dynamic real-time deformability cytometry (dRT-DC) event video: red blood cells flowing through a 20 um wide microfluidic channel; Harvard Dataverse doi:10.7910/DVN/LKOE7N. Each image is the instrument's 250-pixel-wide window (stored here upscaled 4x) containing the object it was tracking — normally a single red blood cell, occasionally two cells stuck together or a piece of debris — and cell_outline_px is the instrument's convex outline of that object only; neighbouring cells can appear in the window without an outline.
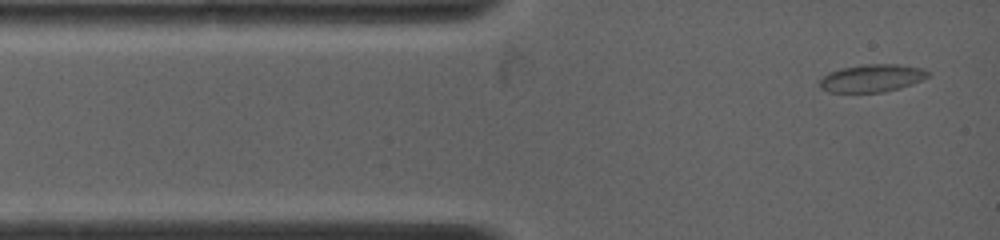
{"species": "common noctule bat (a hibernating species)", "species_latin": "Nyctalus noctula", "temperature_condition": "warm", "stored_images_in_passage": 5, "camera_frame_rate_fps": 4500, "um_per_image_px": 0.085, "animal": {"sex": "female", "body_mass_g": 19.0, "forearm_length_mm": 53.3}, "frame": {"image": 1, "passage_image": 1, "time_ms": 0.0, "image_size_px": [1000, 240], "cell_outline_px": [[928, 76], [912, 84], [900, 88], [884, 92], [828, 92], [820, 88], [820, 80], [828, 72], [840, 68], [864, 64], [900, 64], [924, 68], [928, 72]], "centroid_in_image_um": [74.1, 6.63], "position_along_channel_um": 10.9, "area_um2": 17.51}}
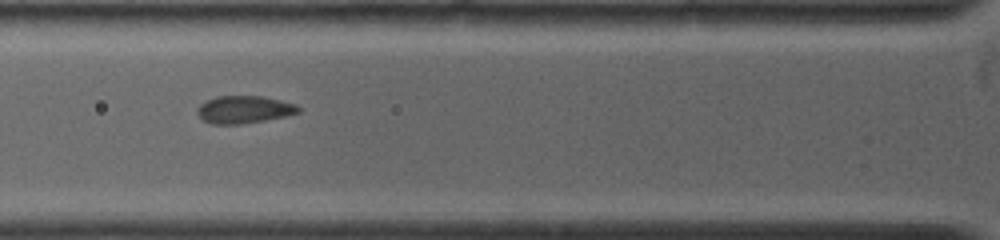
{"frame": {"image": 2, "passage_image": 4, "time_ms": 3.333, "image_size_px": [1000, 240], "cell_outline_px": [[300, 112], [284, 116], [264, 120], [240, 124], [212, 124], [204, 120], [200, 116], [196, 108], [204, 100], [216, 96], [264, 96], [296, 104], [300, 108]], "centroid_in_image_um": [20.73, 9.29], "position_along_channel_um": 105.1, "area_um2": 16.18}}
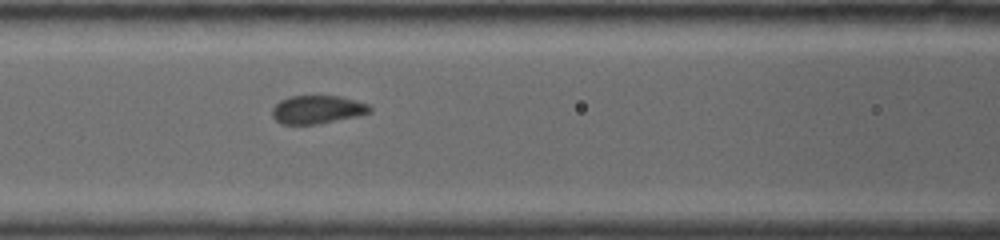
{"frame": {"image": 3, "passage_image": 5, "time_ms": 4.222, "image_size_px": [1000, 240], "cell_outline_px": [[372, 108], [368, 112], [356, 116], [312, 124], [284, 124], [276, 120], [272, 116], [272, 108], [280, 100], [288, 96], [340, 96], [368, 104]], "centroid_in_image_um": [26.92, 9.29], "position_along_channel_um": 139.7, "area_um2": 15.72}}